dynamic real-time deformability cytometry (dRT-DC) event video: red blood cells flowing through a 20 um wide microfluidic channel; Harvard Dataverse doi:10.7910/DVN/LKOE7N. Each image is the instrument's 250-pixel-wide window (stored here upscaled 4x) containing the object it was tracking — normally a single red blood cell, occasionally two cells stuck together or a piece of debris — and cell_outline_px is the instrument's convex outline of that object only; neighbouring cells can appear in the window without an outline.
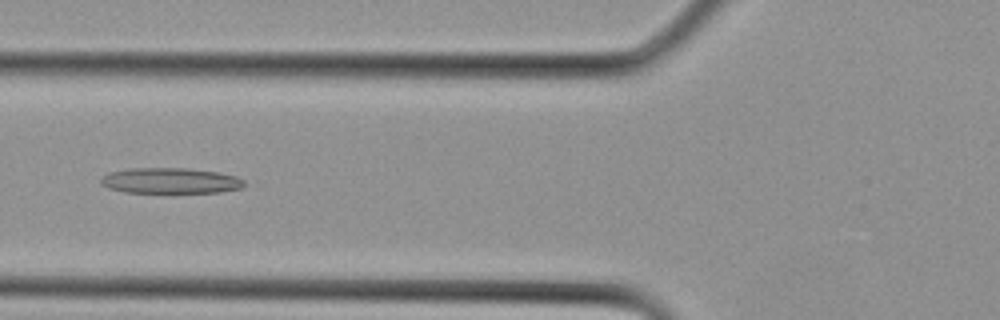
{"species": "Egyptian fruit bat (a non-hibernating species)", "species_latin": "Rousettus aegyptiacus", "temperature_condition": "cold", "stored_images_in_passage": 8, "camera_frame_rate_fps": 3000, "um_per_image_px": 0.085, "animal": {"sex": "female"}, "frame": {"image": 1, "passage_image": 5, "time_ms": 1.333, "image_size_px": [1000, 320], "cell_outline_px": [[244, 184], [240, 188], [220, 192], [124, 192], [108, 188], [100, 184], [100, 180], [108, 172], [128, 168], [188, 168], [220, 172], [236, 176], [244, 180]], "centroid_in_image_um": [14.46, 15.35], "position_along_channel_um": 111.3, "area_um2": 21.44}}
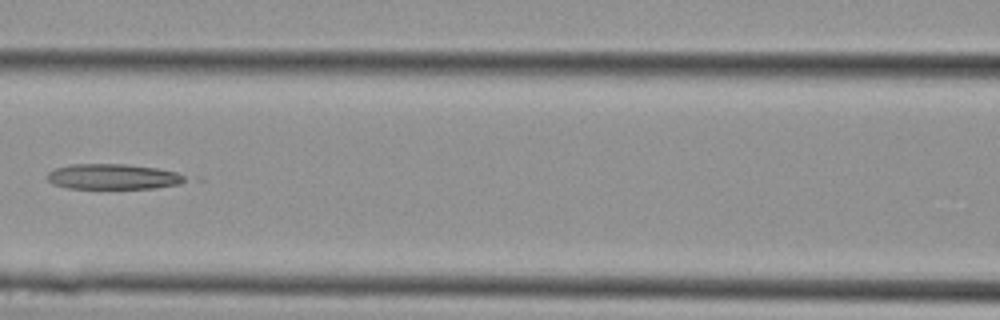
{"frame": {"image": 2, "passage_image": 7, "time_ms": 2.0, "image_size_px": [1000, 320], "cell_outline_px": [[188, 180], [180, 184], [156, 188], [68, 188], [52, 184], [48, 180], [48, 172], [56, 168], [72, 164], [128, 164], [156, 168], [176, 172], [184, 176]], "centroid_in_image_um": [9.62, 15.01], "position_along_channel_um": 157.0, "area_um2": 20.35}}